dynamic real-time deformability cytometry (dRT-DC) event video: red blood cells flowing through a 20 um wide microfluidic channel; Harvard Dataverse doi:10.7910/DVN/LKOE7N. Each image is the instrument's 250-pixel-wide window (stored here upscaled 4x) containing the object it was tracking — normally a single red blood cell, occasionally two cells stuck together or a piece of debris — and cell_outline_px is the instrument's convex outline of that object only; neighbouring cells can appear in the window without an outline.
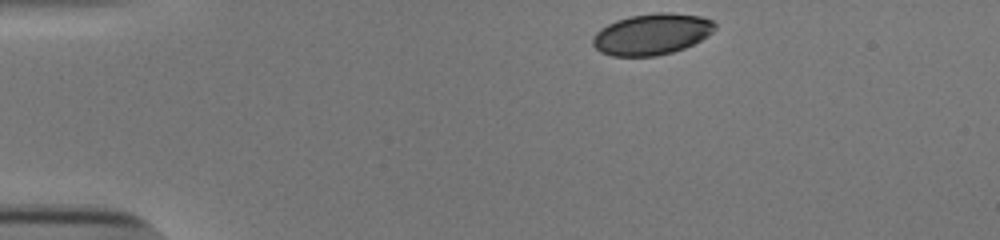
{"species": "human", "species_latin": "Homo sapiens", "temperature_condition": "cold", "stored_images_in_passage": 9, "camera_frame_rate_fps": 3000, "um_per_image_px": 0.085, "donor": {"sex": "male"}, "frame": {"image": 1, "passage_image": 1, "time_ms": 0.0, "image_size_px": [1000, 240], "cell_outline_px": [[716, 28], [708, 36], [684, 48], [672, 52], [656, 56], [612, 56], [600, 52], [592, 44], [592, 36], [600, 28], [616, 20], [628, 16], [656, 12], [668, 12], [700, 16], [712, 20], [716, 24]], "centroid_in_image_um": [55.38, 2.9], "position_along_channel_um": 29.6, "area_um2": 29.48}}
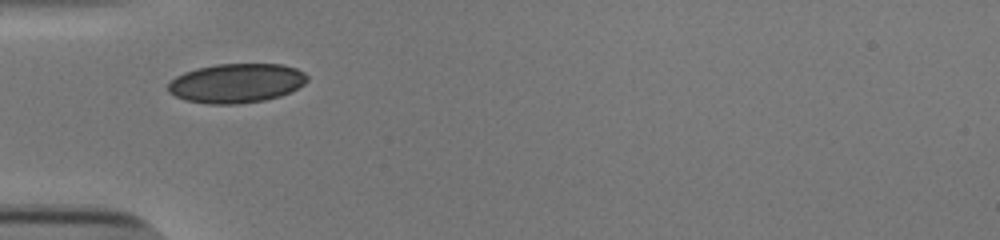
{"frame": {"image": 2, "passage_image": 9, "time_ms": 2.667, "image_size_px": [1000, 240], "cell_outline_px": [[308, 80], [304, 84], [280, 96], [264, 100], [236, 104], [208, 104], [184, 100], [168, 92], [168, 84], [176, 76], [184, 72], [196, 68], [216, 64], [284, 64], [296, 68], [304, 72], [308, 76]], "centroid_in_image_um": [20.08, 7.06], "position_along_channel_um": 64.9, "area_um2": 31.91}}